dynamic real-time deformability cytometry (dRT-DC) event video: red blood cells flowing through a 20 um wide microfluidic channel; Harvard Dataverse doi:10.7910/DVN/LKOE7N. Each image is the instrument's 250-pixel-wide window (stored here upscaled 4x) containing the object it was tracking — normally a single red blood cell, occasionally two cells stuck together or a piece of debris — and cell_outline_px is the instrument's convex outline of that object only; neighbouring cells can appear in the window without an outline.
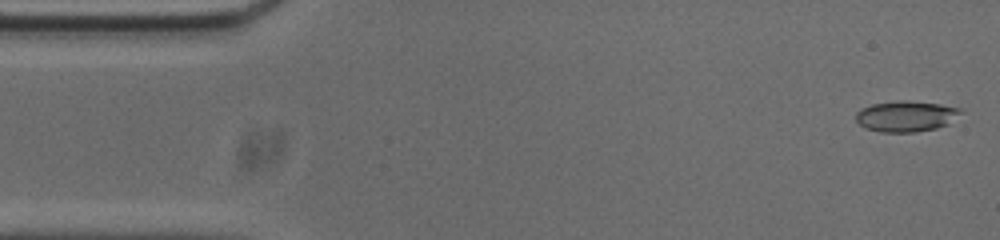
{"species": "common noctule bat (a hibernating species)", "species_latin": "Nyctalus noctula", "temperature_condition": "cold", "stored_images_in_passage": 52, "camera_frame_rate_fps": 3000, "um_per_image_px": 0.085, "animal": {"sex": "male", "body_mass_g": 20.0, "forearm_length_mm": 53.3}, "frame": {"image": 1, "passage_image": 1, "time_ms": 0.0, "image_size_px": [1000, 240], "cell_outline_px": [[964, 112], [948, 124], [936, 128], [916, 132], [880, 132], [864, 128], [856, 120], [856, 112], [872, 104], [900, 100], [904, 100], [940, 104], [964, 108]], "centroid_in_image_um": [77.06, 9.88], "position_along_channel_um": 7.9, "area_um2": 18.96}}
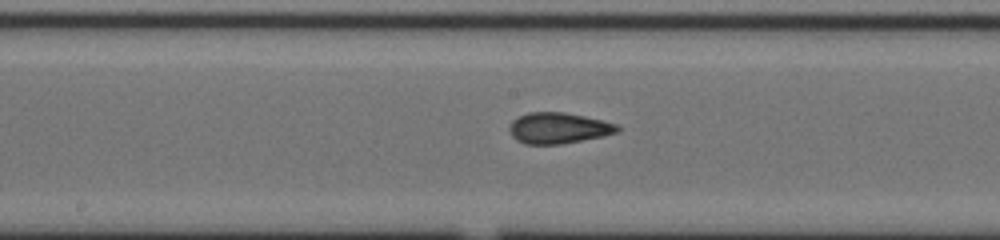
{"frame": {"image": 2, "passage_image": 25, "time_ms": 8.0, "image_size_px": [1000, 240], "cell_outline_px": [[620, 128], [616, 132], [604, 136], [560, 144], [524, 144], [516, 140], [512, 136], [508, 128], [512, 120], [528, 112], [564, 112], [584, 116], [616, 124]], "centroid_in_image_um": [47.42, 10.89], "position_along_channel_um": 200.8, "area_um2": 19.36}}
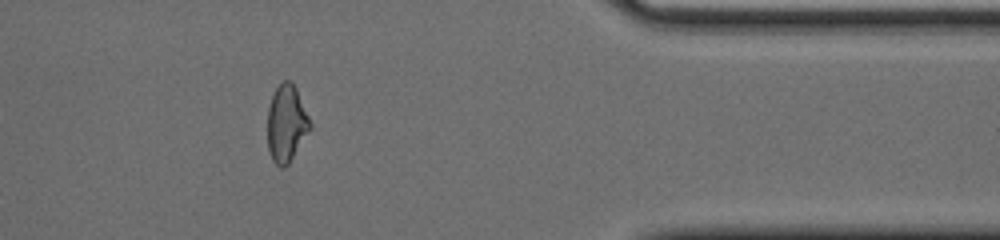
{"frame": {"image": 3, "passage_image": 42, "time_ms": 13.667, "image_size_px": [1000, 240], "cell_outline_px": [[312, 128], [288, 164], [284, 168], [280, 168], [272, 160], [268, 148], [268, 108], [272, 96], [276, 88], [284, 80], [292, 80], [296, 88], [312, 124]], "centroid_in_image_um": [24.36, 10.5], "position_along_channel_um": 387.0, "area_um2": 19.13}, "authors_computed_cell_mechanics": {"area_um2": 19.363, "velocity_mm_per_s": 3.7921, "shape_relaxation_time_tau1_ms": null, "shape_relaxation_time_tau2_ms": 1.6349, "deformation_change_tau1": null, "deformation_change_tau2": 0.0737}}